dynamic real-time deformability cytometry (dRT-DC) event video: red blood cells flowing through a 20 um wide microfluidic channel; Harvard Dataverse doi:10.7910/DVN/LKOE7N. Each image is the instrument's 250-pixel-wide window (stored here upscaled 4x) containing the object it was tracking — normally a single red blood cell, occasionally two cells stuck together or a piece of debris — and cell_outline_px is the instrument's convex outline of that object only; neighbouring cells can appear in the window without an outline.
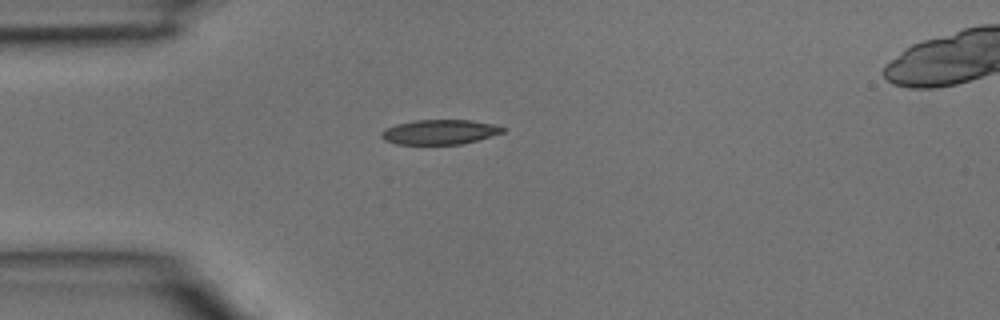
{"species": "common noctule bat (a hibernating species)", "species_latin": "Nyctalus noctula", "temperature_condition": "room temperature", "stored_images_in_passage": 3, "camera_frame_rate_fps": 3000, "um_per_image_px": 0.085, "animal": {"sex": "male", "body_mass_g": 15.6}, "frame": {"image": 1, "passage_image": 3, "time_ms": 0.667, "image_size_px": [1000, 320], "cell_outline_px": [[508, 128], [504, 132], [464, 144], [396, 144], [384, 140], [380, 136], [380, 132], [396, 124], [412, 120], [472, 120], [492, 124]], "centroid_in_image_um": [37.38, 11.22], "position_along_channel_um": 47.6, "area_um2": 17.57}}